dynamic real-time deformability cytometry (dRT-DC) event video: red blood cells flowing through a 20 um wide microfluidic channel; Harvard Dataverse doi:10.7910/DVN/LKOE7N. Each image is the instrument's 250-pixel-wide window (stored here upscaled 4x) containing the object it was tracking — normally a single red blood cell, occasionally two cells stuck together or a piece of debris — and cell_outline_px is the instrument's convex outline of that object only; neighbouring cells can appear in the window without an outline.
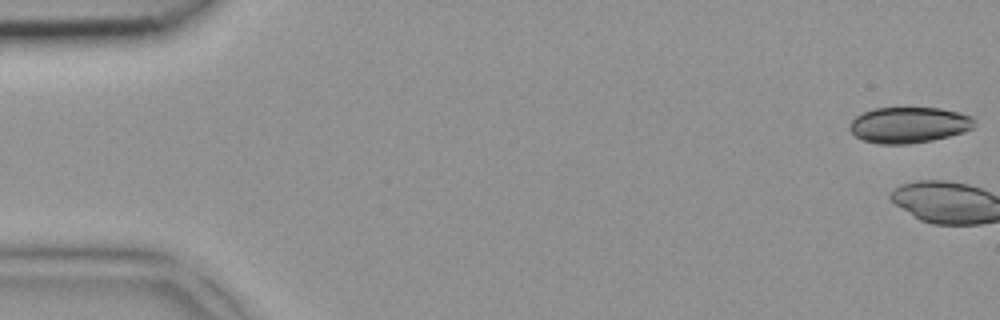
{"species": "common noctule bat (a hibernating species)", "species_latin": "Nyctalus noctula", "temperature_condition": "room temperature", "stored_images_in_passage": 5, "camera_frame_rate_fps": 3000, "um_per_image_px": 0.085, "animal": {"sex": "female", "body_mass_g": 18.4}, "frame": {"image": 1, "passage_image": 1, "time_ms": 0.0, "image_size_px": [1000, 320], "cell_outline_px": [[976, 120], [972, 128], [964, 132], [932, 140], [908, 144], [876, 144], [864, 140], [856, 136], [848, 128], [848, 124], [856, 116], [872, 108], [940, 108], [960, 112], [972, 116]], "centroid_in_image_um": [77.25, 10.62], "position_along_channel_um": 7.7, "area_um2": 26.24}}